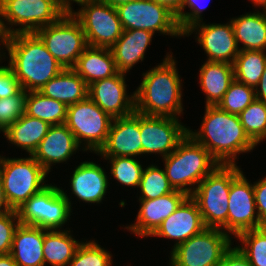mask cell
<instances>
[{"label": "cell", "mask_w": 266, "mask_h": 266, "mask_svg": "<svg viewBox=\"0 0 266 266\" xmlns=\"http://www.w3.org/2000/svg\"><path fill=\"white\" fill-rule=\"evenodd\" d=\"M71 201L63 189L48 184L34 194L19 209V222L47 230L62 228L71 216Z\"/></svg>", "instance_id": "ba28073f"}, {"label": "cell", "mask_w": 266, "mask_h": 266, "mask_svg": "<svg viewBox=\"0 0 266 266\" xmlns=\"http://www.w3.org/2000/svg\"><path fill=\"white\" fill-rule=\"evenodd\" d=\"M247 180L241 172L230 186L227 233L234 237L243 231L261 227L258 213L255 212L257 209L253 184Z\"/></svg>", "instance_id": "9a60e30c"}, {"label": "cell", "mask_w": 266, "mask_h": 266, "mask_svg": "<svg viewBox=\"0 0 266 266\" xmlns=\"http://www.w3.org/2000/svg\"><path fill=\"white\" fill-rule=\"evenodd\" d=\"M46 229L19 224L15 229L10 255L17 266H45L43 242Z\"/></svg>", "instance_id": "603a6c76"}, {"label": "cell", "mask_w": 266, "mask_h": 266, "mask_svg": "<svg viewBox=\"0 0 266 266\" xmlns=\"http://www.w3.org/2000/svg\"><path fill=\"white\" fill-rule=\"evenodd\" d=\"M236 237L242 243L237 248L246 256L251 266H266V227L246 230Z\"/></svg>", "instance_id": "d6a6232c"}, {"label": "cell", "mask_w": 266, "mask_h": 266, "mask_svg": "<svg viewBox=\"0 0 266 266\" xmlns=\"http://www.w3.org/2000/svg\"><path fill=\"white\" fill-rule=\"evenodd\" d=\"M176 61L166 55L161 64L143 73V79L135 93V111L147 116L178 118L183 112L182 80Z\"/></svg>", "instance_id": "3957f363"}, {"label": "cell", "mask_w": 266, "mask_h": 266, "mask_svg": "<svg viewBox=\"0 0 266 266\" xmlns=\"http://www.w3.org/2000/svg\"><path fill=\"white\" fill-rule=\"evenodd\" d=\"M239 118L245 133L256 146L266 138V102L254 100Z\"/></svg>", "instance_id": "836d02e7"}, {"label": "cell", "mask_w": 266, "mask_h": 266, "mask_svg": "<svg viewBox=\"0 0 266 266\" xmlns=\"http://www.w3.org/2000/svg\"><path fill=\"white\" fill-rule=\"evenodd\" d=\"M153 35L147 30H123L122 35L110 48L118 72L126 74L136 63L143 61Z\"/></svg>", "instance_id": "cb8c5ba5"}, {"label": "cell", "mask_w": 266, "mask_h": 266, "mask_svg": "<svg viewBox=\"0 0 266 266\" xmlns=\"http://www.w3.org/2000/svg\"><path fill=\"white\" fill-rule=\"evenodd\" d=\"M266 51L240 50L233 62L234 79L256 88L266 66Z\"/></svg>", "instance_id": "1f68e13d"}, {"label": "cell", "mask_w": 266, "mask_h": 266, "mask_svg": "<svg viewBox=\"0 0 266 266\" xmlns=\"http://www.w3.org/2000/svg\"><path fill=\"white\" fill-rule=\"evenodd\" d=\"M125 73L98 80L88 86V97L113 119L135 112V93L126 92Z\"/></svg>", "instance_id": "2e32d148"}, {"label": "cell", "mask_w": 266, "mask_h": 266, "mask_svg": "<svg viewBox=\"0 0 266 266\" xmlns=\"http://www.w3.org/2000/svg\"><path fill=\"white\" fill-rule=\"evenodd\" d=\"M21 89V85L12 68L9 65L0 66V98L14 96Z\"/></svg>", "instance_id": "b9f144b4"}, {"label": "cell", "mask_w": 266, "mask_h": 266, "mask_svg": "<svg viewBox=\"0 0 266 266\" xmlns=\"http://www.w3.org/2000/svg\"><path fill=\"white\" fill-rule=\"evenodd\" d=\"M65 13L55 0H0V30L3 37L33 33L57 22ZM4 19L11 27L6 26ZM13 25L21 26L13 29Z\"/></svg>", "instance_id": "52a82bcc"}, {"label": "cell", "mask_w": 266, "mask_h": 266, "mask_svg": "<svg viewBox=\"0 0 266 266\" xmlns=\"http://www.w3.org/2000/svg\"><path fill=\"white\" fill-rule=\"evenodd\" d=\"M79 4L85 0H56V2L66 11L70 12L73 8L71 7V2Z\"/></svg>", "instance_id": "c3c4849f"}, {"label": "cell", "mask_w": 266, "mask_h": 266, "mask_svg": "<svg viewBox=\"0 0 266 266\" xmlns=\"http://www.w3.org/2000/svg\"><path fill=\"white\" fill-rule=\"evenodd\" d=\"M19 224L16 210L0 214V255L10 254L13 235Z\"/></svg>", "instance_id": "ab89813d"}, {"label": "cell", "mask_w": 266, "mask_h": 266, "mask_svg": "<svg viewBox=\"0 0 266 266\" xmlns=\"http://www.w3.org/2000/svg\"><path fill=\"white\" fill-rule=\"evenodd\" d=\"M187 197L186 193L174 190L156 199L139 200L141 206L136 223L125 228L141 238L148 237Z\"/></svg>", "instance_id": "ffe728a7"}, {"label": "cell", "mask_w": 266, "mask_h": 266, "mask_svg": "<svg viewBox=\"0 0 266 266\" xmlns=\"http://www.w3.org/2000/svg\"><path fill=\"white\" fill-rule=\"evenodd\" d=\"M87 83L72 69L66 68L47 82L40 92L70 106L88 97Z\"/></svg>", "instance_id": "4316f807"}, {"label": "cell", "mask_w": 266, "mask_h": 266, "mask_svg": "<svg viewBox=\"0 0 266 266\" xmlns=\"http://www.w3.org/2000/svg\"><path fill=\"white\" fill-rule=\"evenodd\" d=\"M152 1L163 4L174 14H176L179 11L183 3V0H152Z\"/></svg>", "instance_id": "bcb514c9"}, {"label": "cell", "mask_w": 266, "mask_h": 266, "mask_svg": "<svg viewBox=\"0 0 266 266\" xmlns=\"http://www.w3.org/2000/svg\"><path fill=\"white\" fill-rule=\"evenodd\" d=\"M81 243L72 238L70 230H47L44 234V265L68 266Z\"/></svg>", "instance_id": "f546056e"}, {"label": "cell", "mask_w": 266, "mask_h": 266, "mask_svg": "<svg viewBox=\"0 0 266 266\" xmlns=\"http://www.w3.org/2000/svg\"><path fill=\"white\" fill-rule=\"evenodd\" d=\"M251 2H253L256 7L266 6V0H251Z\"/></svg>", "instance_id": "816d5d0a"}, {"label": "cell", "mask_w": 266, "mask_h": 266, "mask_svg": "<svg viewBox=\"0 0 266 266\" xmlns=\"http://www.w3.org/2000/svg\"><path fill=\"white\" fill-rule=\"evenodd\" d=\"M3 40H4V37H3L2 33H1V30H0V42L3 43Z\"/></svg>", "instance_id": "f5cc1de1"}, {"label": "cell", "mask_w": 266, "mask_h": 266, "mask_svg": "<svg viewBox=\"0 0 266 266\" xmlns=\"http://www.w3.org/2000/svg\"><path fill=\"white\" fill-rule=\"evenodd\" d=\"M164 170L170 185L190 196L198 184L220 165L201 144L189 134L178 144L177 148L163 158Z\"/></svg>", "instance_id": "277c9868"}, {"label": "cell", "mask_w": 266, "mask_h": 266, "mask_svg": "<svg viewBox=\"0 0 266 266\" xmlns=\"http://www.w3.org/2000/svg\"><path fill=\"white\" fill-rule=\"evenodd\" d=\"M49 53L64 68H73L88 46L80 23L66 12L57 22L35 32Z\"/></svg>", "instance_id": "9c48e42d"}, {"label": "cell", "mask_w": 266, "mask_h": 266, "mask_svg": "<svg viewBox=\"0 0 266 266\" xmlns=\"http://www.w3.org/2000/svg\"><path fill=\"white\" fill-rule=\"evenodd\" d=\"M105 172L92 161L82 162L71 176L72 194L87 203H101L109 186Z\"/></svg>", "instance_id": "7402d4cb"}, {"label": "cell", "mask_w": 266, "mask_h": 266, "mask_svg": "<svg viewBox=\"0 0 266 266\" xmlns=\"http://www.w3.org/2000/svg\"><path fill=\"white\" fill-rule=\"evenodd\" d=\"M255 97L257 100L266 102V66L261 79L259 80V83L255 88Z\"/></svg>", "instance_id": "f6af8a7d"}, {"label": "cell", "mask_w": 266, "mask_h": 266, "mask_svg": "<svg viewBox=\"0 0 266 266\" xmlns=\"http://www.w3.org/2000/svg\"><path fill=\"white\" fill-rule=\"evenodd\" d=\"M139 200L156 199L174 191L164 169L151 164L143 170L139 186Z\"/></svg>", "instance_id": "e575fe53"}, {"label": "cell", "mask_w": 266, "mask_h": 266, "mask_svg": "<svg viewBox=\"0 0 266 266\" xmlns=\"http://www.w3.org/2000/svg\"><path fill=\"white\" fill-rule=\"evenodd\" d=\"M0 266H17L10 254L0 255Z\"/></svg>", "instance_id": "681fc988"}, {"label": "cell", "mask_w": 266, "mask_h": 266, "mask_svg": "<svg viewBox=\"0 0 266 266\" xmlns=\"http://www.w3.org/2000/svg\"><path fill=\"white\" fill-rule=\"evenodd\" d=\"M178 118L140 114L142 154L157 153L162 158L174 151L188 134Z\"/></svg>", "instance_id": "5bb4252c"}, {"label": "cell", "mask_w": 266, "mask_h": 266, "mask_svg": "<svg viewBox=\"0 0 266 266\" xmlns=\"http://www.w3.org/2000/svg\"><path fill=\"white\" fill-rule=\"evenodd\" d=\"M195 30L199 32L196 39L207 54V61L233 64L240 50L231 21L226 24L207 25L200 22L188 29L184 35L189 36Z\"/></svg>", "instance_id": "ac0fdd59"}, {"label": "cell", "mask_w": 266, "mask_h": 266, "mask_svg": "<svg viewBox=\"0 0 266 266\" xmlns=\"http://www.w3.org/2000/svg\"><path fill=\"white\" fill-rule=\"evenodd\" d=\"M48 172L29 155V158H5L0 156V178L5 198L12 210L19 209L34 194L48 184Z\"/></svg>", "instance_id": "8992f818"}, {"label": "cell", "mask_w": 266, "mask_h": 266, "mask_svg": "<svg viewBox=\"0 0 266 266\" xmlns=\"http://www.w3.org/2000/svg\"><path fill=\"white\" fill-rule=\"evenodd\" d=\"M123 30L157 31L163 35L184 36L175 14L166 6L152 0H134L116 7ZM156 31V32H155Z\"/></svg>", "instance_id": "4fadbf2b"}, {"label": "cell", "mask_w": 266, "mask_h": 266, "mask_svg": "<svg viewBox=\"0 0 266 266\" xmlns=\"http://www.w3.org/2000/svg\"><path fill=\"white\" fill-rule=\"evenodd\" d=\"M231 245L228 233L205 228L172 249L170 266H218Z\"/></svg>", "instance_id": "30bf717a"}, {"label": "cell", "mask_w": 266, "mask_h": 266, "mask_svg": "<svg viewBox=\"0 0 266 266\" xmlns=\"http://www.w3.org/2000/svg\"><path fill=\"white\" fill-rule=\"evenodd\" d=\"M218 266H251L246 256L236 247H230Z\"/></svg>", "instance_id": "ee69618b"}, {"label": "cell", "mask_w": 266, "mask_h": 266, "mask_svg": "<svg viewBox=\"0 0 266 266\" xmlns=\"http://www.w3.org/2000/svg\"><path fill=\"white\" fill-rule=\"evenodd\" d=\"M96 154L104 158L141 155L140 113L114 118L106 142Z\"/></svg>", "instance_id": "e0dca14e"}, {"label": "cell", "mask_w": 266, "mask_h": 266, "mask_svg": "<svg viewBox=\"0 0 266 266\" xmlns=\"http://www.w3.org/2000/svg\"><path fill=\"white\" fill-rule=\"evenodd\" d=\"M27 92L21 89L16 95L0 98V132H4L25 113Z\"/></svg>", "instance_id": "f35d334b"}, {"label": "cell", "mask_w": 266, "mask_h": 266, "mask_svg": "<svg viewBox=\"0 0 266 266\" xmlns=\"http://www.w3.org/2000/svg\"><path fill=\"white\" fill-rule=\"evenodd\" d=\"M78 12L70 11L80 23L88 46L111 48L123 28L116 7L97 0H85Z\"/></svg>", "instance_id": "7c38bea8"}, {"label": "cell", "mask_w": 266, "mask_h": 266, "mask_svg": "<svg viewBox=\"0 0 266 266\" xmlns=\"http://www.w3.org/2000/svg\"><path fill=\"white\" fill-rule=\"evenodd\" d=\"M25 114L41 119L50 125L64 124L67 119V107L64 103L43 95L40 91L27 92Z\"/></svg>", "instance_id": "4dcf8cb0"}, {"label": "cell", "mask_w": 266, "mask_h": 266, "mask_svg": "<svg viewBox=\"0 0 266 266\" xmlns=\"http://www.w3.org/2000/svg\"><path fill=\"white\" fill-rule=\"evenodd\" d=\"M205 228L196 202L188 196L150 236L176 239L175 248Z\"/></svg>", "instance_id": "d6986e66"}, {"label": "cell", "mask_w": 266, "mask_h": 266, "mask_svg": "<svg viewBox=\"0 0 266 266\" xmlns=\"http://www.w3.org/2000/svg\"><path fill=\"white\" fill-rule=\"evenodd\" d=\"M89 86L118 73L110 48L87 46L72 68Z\"/></svg>", "instance_id": "d4e9b609"}, {"label": "cell", "mask_w": 266, "mask_h": 266, "mask_svg": "<svg viewBox=\"0 0 266 266\" xmlns=\"http://www.w3.org/2000/svg\"><path fill=\"white\" fill-rule=\"evenodd\" d=\"M241 172L236 164H220L196 188L193 187L190 197L196 202L206 228L221 229L227 233L230 186Z\"/></svg>", "instance_id": "5b68a950"}, {"label": "cell", "mask_w": 266, "mask_h": 266, "mask_svg": "<svg viewBox=\"0 0 266 266\" xmlns=\"http://www.w3.org/2000/svg\"><path fill=\"white\" fill-rule=\"evenodd\" d=\"M79 147L65 123L51 125L32 156L49 173L52 164L66 162Z\"/></svg>", "instance_id": "44dd1931"}, {"label": "cell", "mask_w": 266, "mask_h": 266, "mask_svg": "<svg viewBox=\"0 0 266 266\" xmlns=\"http://www.w3.org/2000/svg\"><path fill=\"white\" fill-rule=\"evenodd\" d=\"M232 27L239 50H266V17L262 12L247 13L232 18Z\"/></svg>", "instance_id": "f1b7e54d"}, {"label": "cell", "mask_w": 266, "mask_h": 266, "mask_svg": "<svg viewBox=\"0 0 266 266\" xmlns=\"http://www.w3.org/2000/svg\"><path fill=\"white\" fill-rule=\"evenodd\" d=\"M112 255L95 241L81 242L68 266H111Z\"/></svg>", "instance_id": "74e56055"}, {"label": "cell", "mask_w": 266, "mask_h": 266, "mask_svg": "<svg viewBox=\"0 0 266 266\" xmlns=\"http://www.w3.org/2000/svg\"><path fill=\"white\" fill-rule=\"evenodd\" d=\"M50 127L49 123L24 113L3 133L9 142L33 155Z\"/></svg>", "instance_id": "83f0119b"}, {"label": "cell", "mask_w": 266, "mask_h": 266, "mask_svg": "<svg viewBox=\"0 0 266 266\" xmlns=\"http://www.w3.org/2000/svg\"><path fill=\"white\" fill-rule=\"evenodd\" d=\"M1 44L5 45L9 66L26 92L40 91L64 70L35 32L6 36Z\"/></svg>", "instance_id": "6da1fadb"}, {"label": "cell", "mask_w": 266, "mask_h": 266, "mask_svg": "<svg viewBox=\"0 0 266 266\" xmlns=\"http://www.w3.org/2000/svg\"><path fill=\"white\" fill-rule=\"evenodd\" d=\"M188 134L221 165H235L237 154L250 152L256 146L245 133L239 115L217 105L206 106L201 129H188Z\"/></svg>", "instance_id": "7a4b0ae2"}, {"label": "cell", "mask_w": 266, "mask_h": 266, "mask_svg": "<svg viewBox=\"0 0 266 266\" xmlns=\"http://www.w3.org/2000/svg\"><path fill=\"white\" fill-rule=\"evenodd\" d=\"M254 199L261 227H266V177L254 182Z\"/></svg>", "instance_id": "7bdbcfd3"}, {"label": "cell", "mask_w": 266, "mask_h": 266, "mask_svg": "<svg viewBox=\"0 0 266 266\" xmlns=\"http://www.w3.org/2000/svg\"><path fill=\"white\" fill-rule=\"evenodd\" d=\"M111 163V175L122 185L133 188L139 186L142 177L143 168L134 157H111L104 158Z\"/></svg>", "instance_id": "8d00e7d4"}, {"label": "cell", "mask_w": 266, "mask_h": 266, "mask_svg": "<svg viewBox=\"0 0 266 266\" xmlns=\"http://www.w3.org/2000/svg\"><path fill=\"white\" fill-rule=\"evenodd\" d=\"M200 86L206 94V105H218L234 79L233 64L207 61L200 68Z\"/></svg>", "instance_id": "484cf974"}, {"label": "cell", "mask_w": 266, "mask_h": 266, "mask_svg": "<svg viewBox=\"0 0 266 266\" xmlns=\"http://www.w3.org/2000/svg\"><path fill=\"white\" fill-rule=\"evenodd\" d=\"M201 1V0H200ZM199 0H183V3L179 11L175 14V18L179 27L180 32L184 35L188 29H190L195 24L202 22L201 13L206 9L203 7ZM188 6L190 12H184V8Z\"/></svg>", "instance_id": "60d3db41"}, {"label": "cell", "mask_w": 266, "mask_h": 266, "mask_svg": "<svg viewBox=\"0 0 266 266\" xmlns=\"http://www.w3.org/2000/svg\"><path fill=\"white\" fill-rule=\"evenodd\" d=\"M97 1L103 2V3H107V4L111 5V6L117 7L120 4L131 2V1H134V0H97Z\"/></svg>", "instance_id": "f907efd6"}, {"label": "cell", "mask_w": 266, "mask_h": 266, "mask_svg": "<svg viewBox=\"0 0 266 266\" xmlns=\"http://www.w3.org/2000/svg\"><path fill=\"white\" fill-rule=\"evenodd\" d=\"M12 209L10 208L5 195H4V189H3V184L2 180L0 178V214L5 213L7 211H11Z\"/></svg>", "instance_id": "7dc6e473"}, {"label": "cell", "mask_w": 266, "mask_h": 266, "mask_svg": "<svg viewBox=\"0 0 266 266\" xmlns=\"http://www.w3.org/2000/svg\"><path fill=\"white\" fill-rule=\"evenodd\" d=\"M254 100L255 88L234 80L217 106L230 114L239 115Z\"/></svg>", "instance_id": "d590c367"}, {"label": "cell", "mask_w": 266, "mask_h": 266, "mask_svg": "<svg viewBox=\"0 0 266 266\" xmlns=\"http://www.w3.org/2000/svg\"><path fill=\"white\" fill-rule=\"evenodd\" d=\"M113 118L105 113L89 97L67 107L66 126L79 145L84 141L83 151L97 153L105 144Z\"/></svg>", "instance_id": "8fae6325"}, {"label": "cell", "mask_w": 266, "mask_h": 266, "mask_svg": "<svg viewBox=\"0 0 266 266\" xmlns=\"http://www.w3.org/2000/svg\"><path fill=\"white\" fill-rule=\"evenodd\" d=\"M263 11H264L263 13H264V15L266 17V6H264Z\"/></svg>", "instance_id": "db71d44e"}]
</instances>
